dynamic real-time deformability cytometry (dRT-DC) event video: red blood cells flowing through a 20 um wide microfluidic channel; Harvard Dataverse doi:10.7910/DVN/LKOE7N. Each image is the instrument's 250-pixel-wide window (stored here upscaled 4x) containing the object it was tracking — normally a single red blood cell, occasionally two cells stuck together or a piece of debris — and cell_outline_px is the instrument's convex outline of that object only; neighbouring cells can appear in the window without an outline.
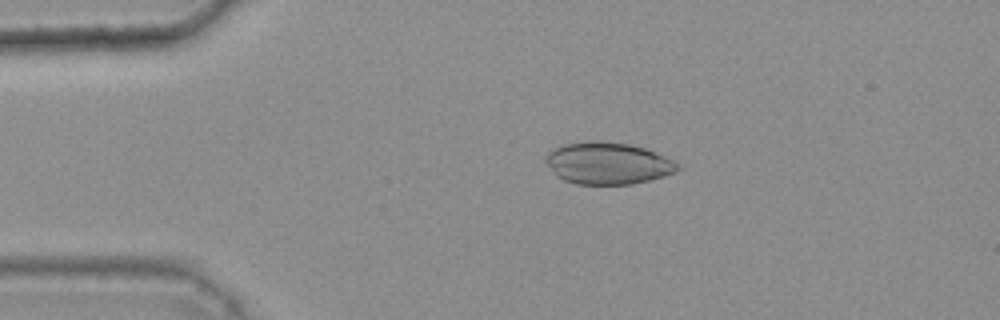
{"species": "common noctule bat (a hibernating species)", "species_latin": "Nyctalus noctula", "temperature_condition": "warm", "stored_images_in_passage": 46, "camera_frame_rate_fps": 3000, "um_per_image_px": 0.085, "animal": {"sex": "female", "body_mass_g": 25.1}, "frame": {"image": 1, "passage_image": 11, "time_ms": 3.333, "image_size_px": [1000, 320], "cell_outline_px": [[680, 168], [676, 172], [664, 176], [632, 184], [576, 184], [564, 180], [556, 176], [552, 172], [544, 160], [548, 152], [564, 144], [588, 140], [596, 140], [628, 144], [644, 148], [672, 160], [680, 164]], "centroid_in_image_um": [51.64, 13.88], "position_along_channel_um": 33.4, "area_um2": 32.19}}
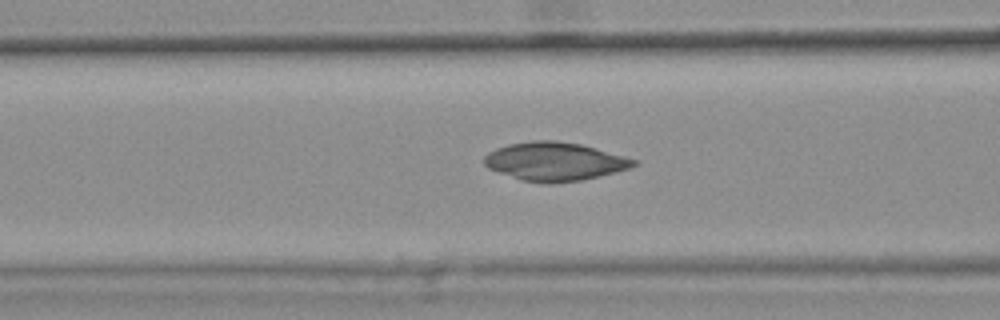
{"frame": {"image": 2, "passage_image": 21, "time_ms": 6.667, "image_size_px": [1000, 320], "cell_outline_px": [[640, 164], [616, 172], [580, 180], [548, 184], [524, 180], [488, 168], [484, 164], [484, 156], [488, 152], [496, 148], [508, 144], [532, 140], [556, 140], [580, 144], [596, 148], [640, 160]], "centroid_in_image_um": [47.18, 13.71], "position_along_channel_um": 119.4, "area_um2": 33.47}}
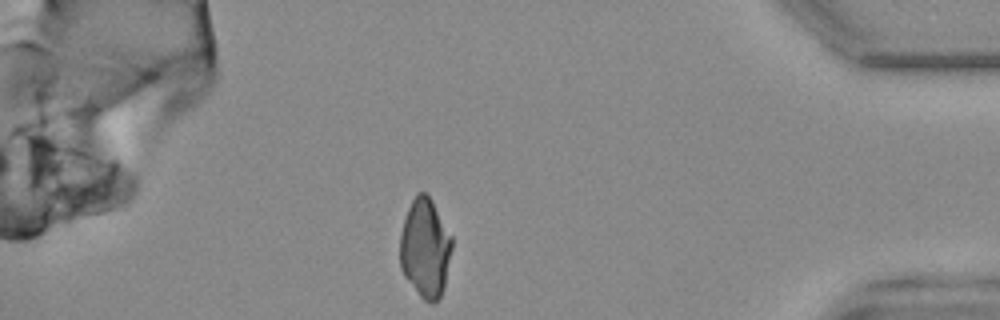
{"frame": {"image": 3, "passage_image": 46, "time_ms": 15.0, "image_size_px": [1000, 320], "cell_outline_px": [[452, 248], [444, 288], [440, 296], [432, 304], [424, 300], [420, 296], [404, 276], [400, 268], [400, 232], [408, 208], [416, 192], [424, 192], [432, 200], [452, 236]], "centroid_in_image_um": [36.14, 21.09], "position_along_channel_um": 399.1, "area_um2": 30.06}}